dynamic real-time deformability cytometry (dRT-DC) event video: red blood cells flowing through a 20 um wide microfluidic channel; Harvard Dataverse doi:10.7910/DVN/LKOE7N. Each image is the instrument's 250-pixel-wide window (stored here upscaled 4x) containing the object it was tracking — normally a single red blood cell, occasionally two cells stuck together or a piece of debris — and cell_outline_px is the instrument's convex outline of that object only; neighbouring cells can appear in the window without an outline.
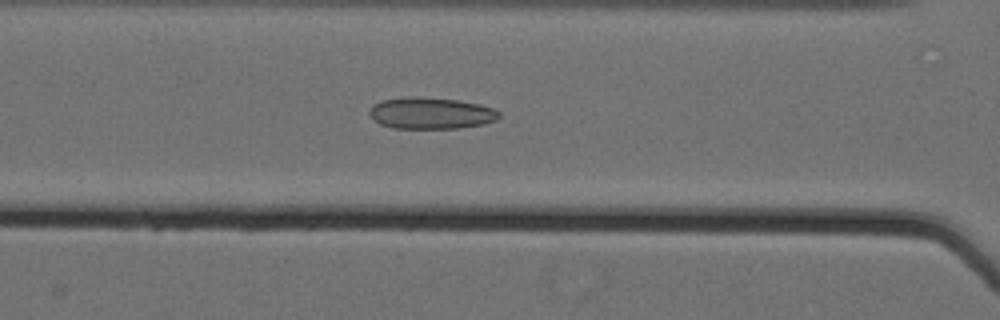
{"species": "Egyptian fruit bat (a non-hibernating species)", "species_latin": "Rousettus aegyptiacus", "temperature_condition": "cold", "stored_images_in_passage": 61, "camera_frame_rate_fps": 3000, "um_per_image_px": 0.085, "animal": {"sex": "female"}, "frame": {"image": 1, "passage_image": 30, "time_ms": 9.667, "image_size_px": [1000, 320], "cell_outline_px": [[500, 116], [496, 120], [484, 124], [456, 128], [392, 128], [380, 124], [372, 120], [368, 112], [376, 104], [384, 100], [408, 96], [416, 96], [460, 100], [480, 104], [492, 108], [500, 112]], "centroid_in_image_um": [36.63, 9.62], "position_along_channel_um": 130.0, "area_um2": 23.87}}
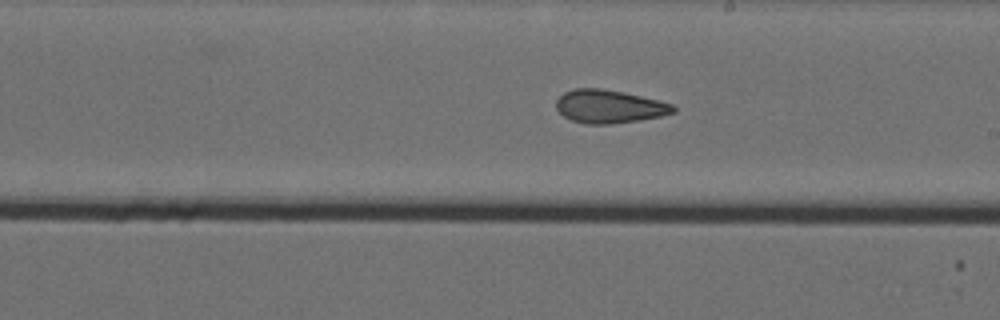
{"frame": {"image": 2, "passage_image": 39, "time_ms": 12.667, "image_size_px": [1000, 320], "cell_outline_px": [[676, 112], [660, 116], [640, 120], [612, 124], [584, 124], [572, 120], [564, 116], [556, 108], [556, 100], [564, 92], [572, 88], [600, 88], [624, 92], [672, 104], [676, 108]], "centroid_in_image_um": [51.76, 9.05], "position_along_channel_um": 237.2, "area_um2": 22.66}}
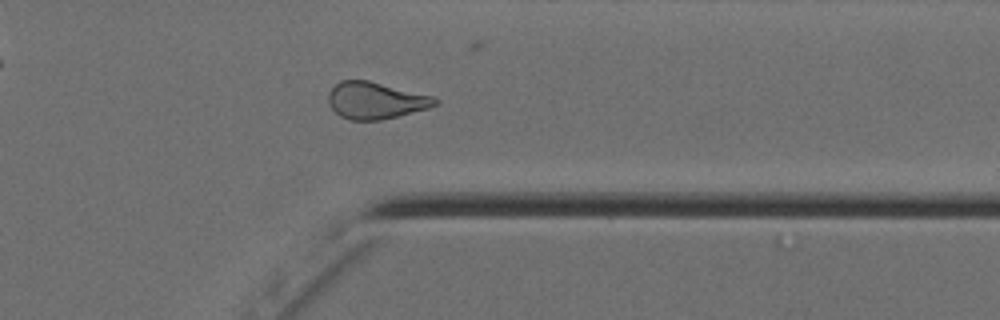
{"frame": {"image": 3, "passage_image": 51, "time_ms": 16.667, "image_size_px": [1000, 320], "cell_outline_px": [[440, 104], [428, 108], [380, 120], [348, 120], [340, 116], [328, 104], [328, 92], [340, 80], [368, 80], [432, 96], [440, 100]], "centroid_in_image_um": [31.91, 8.54], "position_along_channel_um": 379.5, "area_um2": 22.83}, "authors_computed_cell_mechanics": {"area_um2": 25.0852, "velocity_mm_per_s": 3.5674, "shape_relaxation_time_tau1_ms": null, "shape_relaxation_time_tau2_ms": 2.3118, "deformation_change_tau1": null, "deformation_change_tau2": 0.0925}}